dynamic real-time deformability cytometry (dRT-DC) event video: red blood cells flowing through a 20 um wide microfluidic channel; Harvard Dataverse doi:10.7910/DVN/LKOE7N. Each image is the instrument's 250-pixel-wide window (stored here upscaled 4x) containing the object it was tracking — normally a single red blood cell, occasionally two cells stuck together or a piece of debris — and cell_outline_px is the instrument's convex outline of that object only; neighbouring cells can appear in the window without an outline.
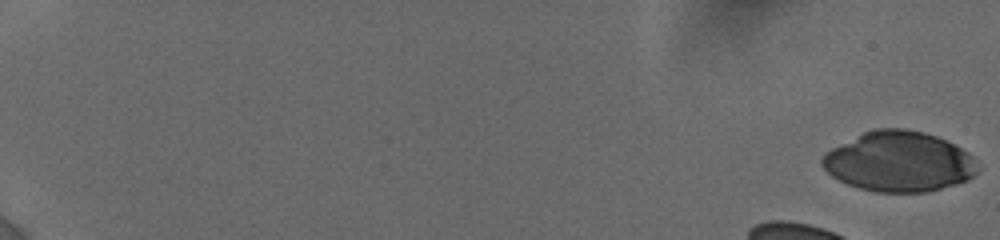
{"species": "human", "species_latin": "Homo sapiens", "temperature_condition": "cold", "stored_images_in_passage": 13, "camera_frame_rate_fps": 3000, "um_per_image_px": 0.085, "donor": {"sex": "female"}, "frame": {"image": 1, "passage_image": 1, "time_ms": 0.0, "image_size_px": [1000, 240], "cell_outline_px": [[976, 172], [968, 180], [956, 184], [928, 192], [876, 192], [860, 188], [848, 184], [832, 176], [820, 164], [820, 160], [824, 152], [864, 132], [876, 128], [904, 128], [924, 132], [936, 136], [968, 152], [972, 156]], "centroid_in_image_um": [76.37, 13.74], "position_along_channel_um": 8.6, "area_um2": 54.16}}